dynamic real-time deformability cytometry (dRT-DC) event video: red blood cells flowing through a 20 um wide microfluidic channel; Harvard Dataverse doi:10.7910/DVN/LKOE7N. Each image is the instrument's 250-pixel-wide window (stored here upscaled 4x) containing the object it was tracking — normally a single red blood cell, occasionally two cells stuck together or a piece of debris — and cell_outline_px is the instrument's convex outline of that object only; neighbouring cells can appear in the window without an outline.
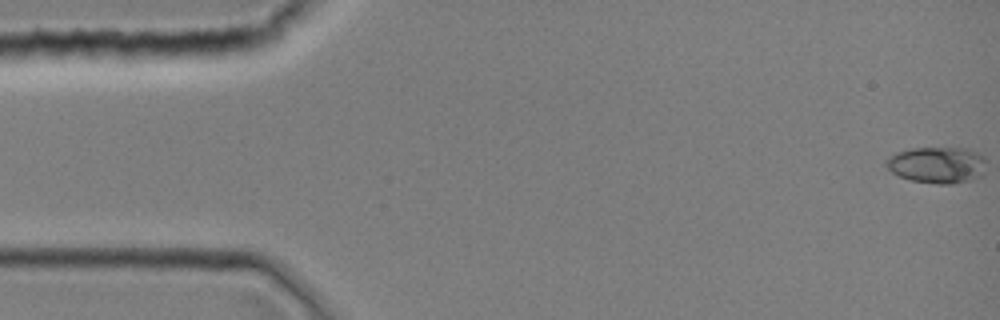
{"species": "common noctule bat (a hibernating species)", "species_latin": "Nyctalus noctula", "temperature_condition": "room temperature", "stored_images_in_passage": 7, "camera_frame_rate_fps": 3000, "um_per_image_px": 0.085, "animal": {"sex": "female", "body_mass_g": 19.0, "forearm_length_mm": 51.5}, "frame": {"image": 1, "passage_image": 1, "time_ms": 0.0, "image_size_px": [1000, 320], "cell_outline_px": [[984, 172], [980, 176], [968, 180], [952, 184], [936, 184], [912, 180], [900, 176], [892, 172], [884, 164], [884, 160], [888, 156], [896, 152], [908, 148], [968, 148], [984, 156]], "centroid_in_image_um": [79.62, 14.0], "position_along_channel_um": 5.4, "area_um2": 21.33}}